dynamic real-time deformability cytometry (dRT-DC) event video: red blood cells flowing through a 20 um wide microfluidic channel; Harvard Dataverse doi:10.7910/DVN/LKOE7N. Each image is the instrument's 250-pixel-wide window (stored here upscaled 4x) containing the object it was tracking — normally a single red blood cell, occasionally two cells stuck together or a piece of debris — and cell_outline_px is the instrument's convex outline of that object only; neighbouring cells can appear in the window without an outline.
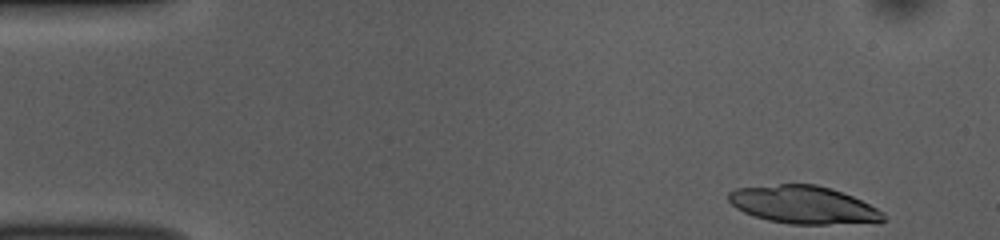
{"species": "common noctule bat (a hibernating species)", "species_latin": "Nyctalus noctula", "temperature_condition": "room temperature", "stored_images_in_passage": 19, "camera_frame_rate_fps": 3000, "um_per_image_px": 0.085, "animal": {"sex": "female", "body_mass_g": 10.0, "forearm_length_mm": 53.1}, "frame": {"image": 1, "passage_image": 1, "time_ms": 0.0, "image_size_px": [1000, 240], "cell_outline_px": [[888, 220], [880, 224], [788, 224], [768, 220], [752, 216], [736, 208], [728, 200], [728, 192], [736, 188], [780, 184], [816, 184], [832, 188], [852, 196], [884, 212]], "centroid_in_image_um": [68.36, 17.43], "position_along_channel_um": 16.6, "area_um2": 34.68}}